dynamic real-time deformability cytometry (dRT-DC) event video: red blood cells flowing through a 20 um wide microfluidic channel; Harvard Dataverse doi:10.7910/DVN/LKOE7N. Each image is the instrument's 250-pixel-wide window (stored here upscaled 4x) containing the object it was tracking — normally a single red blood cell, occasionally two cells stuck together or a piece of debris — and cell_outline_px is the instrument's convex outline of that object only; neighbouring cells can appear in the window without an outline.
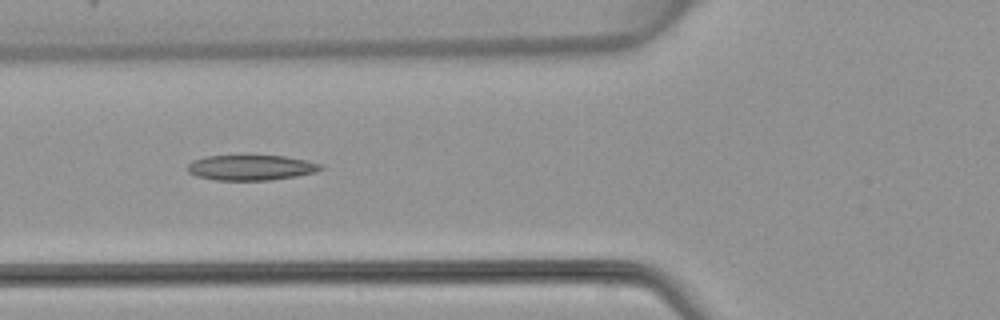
{"species": "common noctule bat (a hibernating species)", "species_latin": "Nyctalus noctula", "temperature_condition": "warm", "stored_images_in_passage": 4, "camera_frame_rate_fps": 3000, "um_per_image_px": 0.085, "animal": {"sex": "female", "body_mass_g": 22.7, "forearm_length_mm": 54.2}, "frame": {"image": 1, "passage_image": 3, "time_ms": 2.333, "image_size_px": [1000, 320], "cell_outline_px": [[324, 168], [316, 172], [296, 176], [268, 180], [216, 180], [196, 176], [188, 172], [188, 164], [192, 160], [204, 156], [284, 156], [308, 160], [324, 164]], "centroid_in_image_um": [21.36, 14.24], "position_along_channel_um": 104.4, "area_um2": 19.71}}
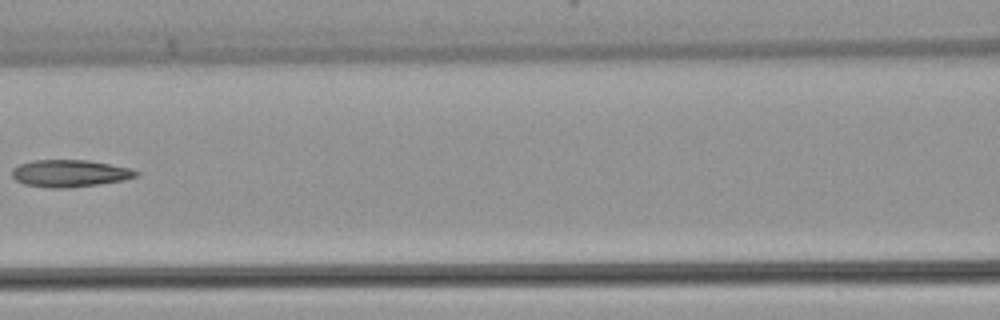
{"frame": {"image": 2, "passage_image": 4, "time_ms": 3.667, "image_size_px": [1000, 320], "cell_outline_px": [[140, 172], [136, 176], [124, 180], [68, 188], [48, 188], [24, 184], [16, 180], [12, 176], [12, 168], [20, 164], [32, 160], [88, 160], [132, 168]], "centroid_in_image_um": [5.92, 14.73], "position_along_channel_um": 160.7, "area_um2": 19.65}}